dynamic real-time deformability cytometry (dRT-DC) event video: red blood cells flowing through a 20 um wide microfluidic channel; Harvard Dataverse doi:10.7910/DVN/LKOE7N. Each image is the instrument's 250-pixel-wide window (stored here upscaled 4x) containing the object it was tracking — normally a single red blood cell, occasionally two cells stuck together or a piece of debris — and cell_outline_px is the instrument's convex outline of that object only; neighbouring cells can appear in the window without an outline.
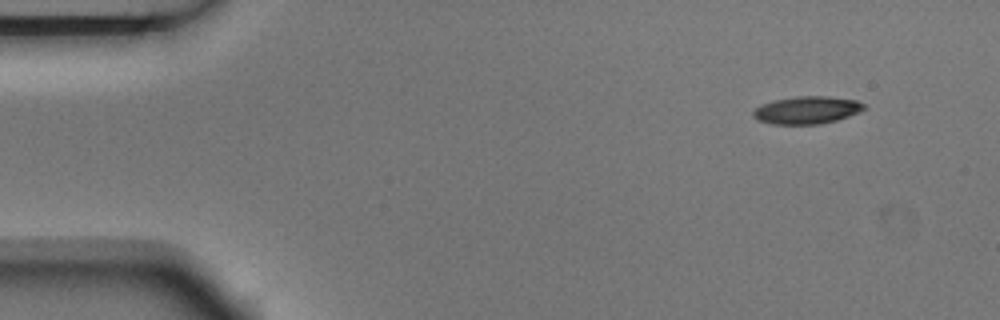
{"species": "Egyptian fruit bat (a non-hibernating species)", "species_latin": "Rousettus aegyptiacus", "temperature_condition": "room temperature", "stored_images_in_passage": 3, "camera_frame_rate_fps": 3000, "um_per_image_px": 0.085, "animal": {"sex": "male"}, "frame": {"image": 1, "passage_image": 1, "time_ms": 0.0, "image_size_px": [1000, 320], "cell_outline_px": [[868, 108], [860, 112], [836, 120], [820, 124], [772, 124], [760, 120], [752, 116], [752, 112], [760, 104], [772, 100], [796, 96], [828, 96], [856, 100], [864, 104]], "centroid_in_image_um": [68.59, 9.35], "position_along_channel_um": 16.4, "area_um2": 17.92}}
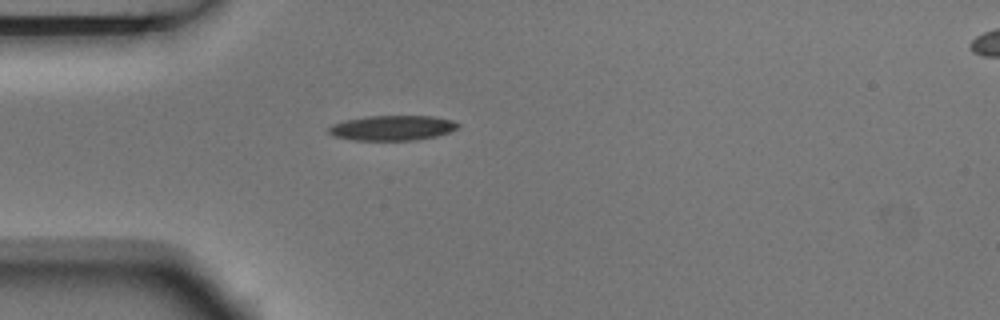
{"frame": {"image": 2, "passage_image": 3, "time_ms": 0.667, "image_size_px": [1000, 320], "cell_outline_px": [[460, 124], [456, 128], [448, 132], [436, 136], [412, 140], [352, 140], [332, 136], [328, 132], [328, 128], [332, 124], [344, 120], [368, 116], [432, 116], [452, 120]], "centroid_in_image_um": [33.29, 10.87], "position_along_channel_um": 51.7, "area_um2": 18.79}}